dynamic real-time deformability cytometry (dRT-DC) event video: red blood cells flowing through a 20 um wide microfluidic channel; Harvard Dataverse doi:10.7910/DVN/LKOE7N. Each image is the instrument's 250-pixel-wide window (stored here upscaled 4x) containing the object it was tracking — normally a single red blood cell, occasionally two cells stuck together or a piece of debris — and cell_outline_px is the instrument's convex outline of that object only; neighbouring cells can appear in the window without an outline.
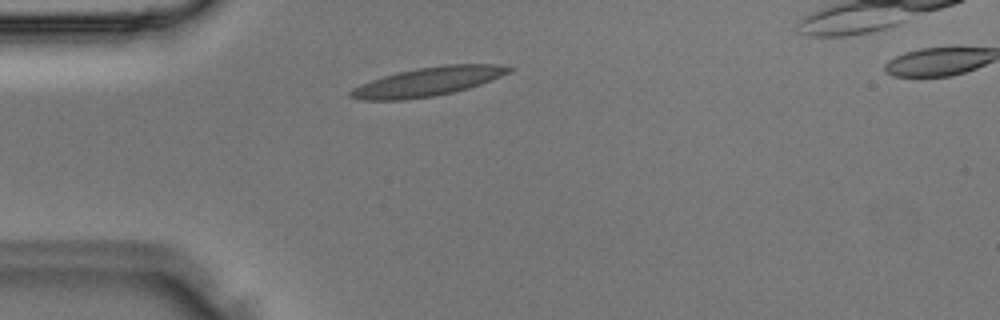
{"species": "Egyptian fruit bat (a non-hibernating species)", "species_latin": "Rousettus aegyptiacus", "temperature_condition": "room temperature", "stored_images_in_passage": 3, "segment_of_instrument_passage": [1, 2], "camera_frame_rate_fps": 3000, "um_per_image_px": 0.085, "animal": {"sex": "male"}, "frame": {"image": 1, "passage_image": 2, "time_ms": 0.333, "image_size_px": [1000, 320], "cell_outline_px": [[516, 68], [500, 76], [480, 84], [468, 88], [452, 92], [432, 96], [404, 100], [360, 100], [348, 96], [348, 92], [352, 88], [360, 84], [384, 76], [416, 68], [444, 64], [496, 64]], "centroid_in_image_um": [36.33, 6.94], "position_along_channel_um": 48.7, "area_um2": 26.41}}